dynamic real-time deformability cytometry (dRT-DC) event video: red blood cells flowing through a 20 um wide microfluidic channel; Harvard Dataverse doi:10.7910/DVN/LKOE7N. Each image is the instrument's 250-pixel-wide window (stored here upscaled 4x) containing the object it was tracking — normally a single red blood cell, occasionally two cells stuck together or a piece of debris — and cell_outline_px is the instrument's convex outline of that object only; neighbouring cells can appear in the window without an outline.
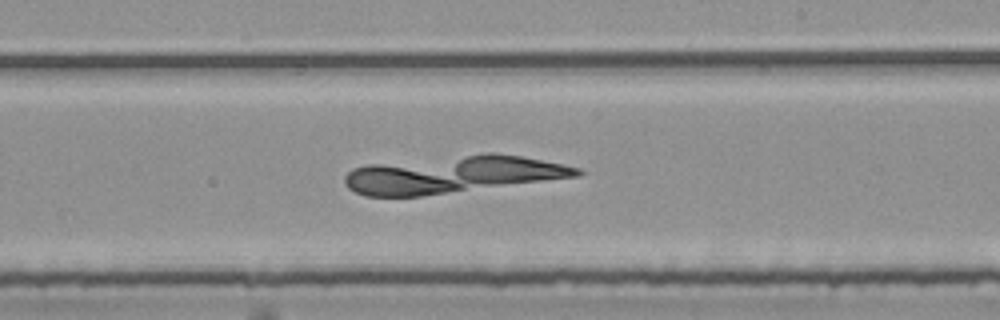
{"species": "common noctule bat (a hibernating species)", "species_latin": "Nyctalus noctula", "temperature_condition": "room temperature", "stored_images_in_passage": 52, "camera_frame_rate_fps": 3000, "um_per_image_px": 0.085, "animal": {"sex": "female", "body_mass_g": 25.1}, "frame": {"image": 1, "passage_image": 32, "time_ms": 10.333, "image_size_px": [1000, 320], "cell_outline_px": [[584, 172], [580, 176], [420, 196], [364, 196], [348, 188], [344, 184], [344, 176], [352, 168], [368, 164], [488, 152], [496, 152], [520, 156], [580, 168]], "centroid_in_image_um": [38.43, 14.82], "position_along_channel_um": 250.6, "area_um2": 50.17}}
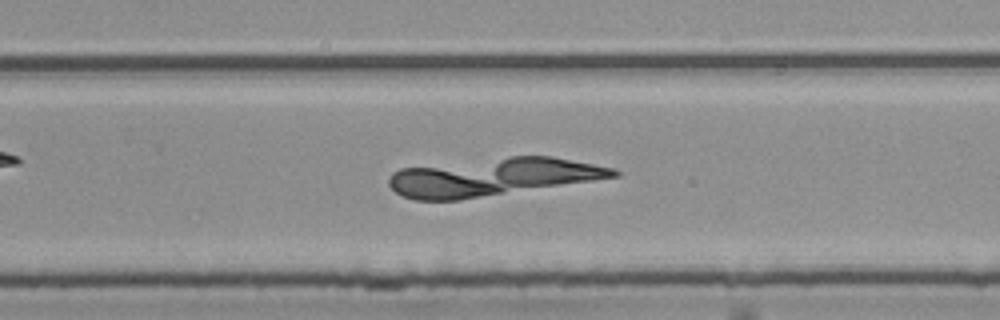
{"frame": {"image": 2, "passage_image": 35, "time_ms": 11.333, "image_size_px": [1000, 320], "cell_outline_px": [[620, 176], [460, 200], [416, 200], [404, 196], [396, 192], [388, 184], [388, 180], [392, 172], [400, 168], [512, 156], [552, 156], [612, 168], [620, 172]], "centroid_in_image_um": [41.83, 15.04], "position_along_channel_um": 288.0, "area_um2": 49.01}}
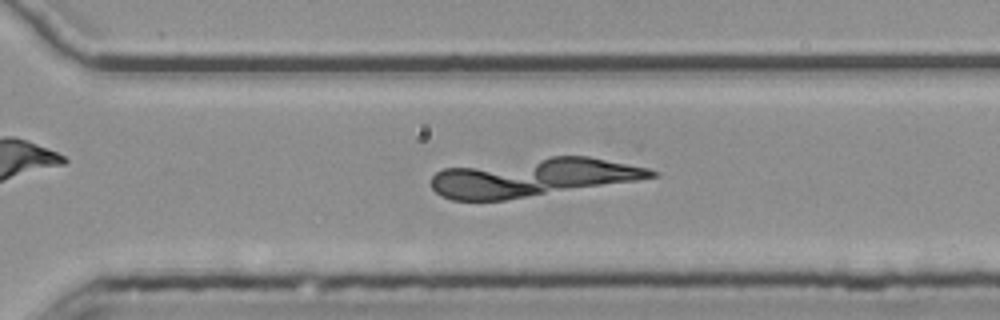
{"frame": {"image": 3, "passage_image": 38, "time_ms": 12.333, "image_size_px": [1000, 320], "cell_outline_px": [[660, 172], [656, 176], [636, 180], [504, 200], [452, 200], [440, 196], [432, 188], [432, 176], [436, 172], [444, 168], [552, 156], [588, 156], [648, 168]], "centroid_in_image_um": [45.25, 15.07], "position_along_channel_um": 325.4, "area_um2": 48.55}}